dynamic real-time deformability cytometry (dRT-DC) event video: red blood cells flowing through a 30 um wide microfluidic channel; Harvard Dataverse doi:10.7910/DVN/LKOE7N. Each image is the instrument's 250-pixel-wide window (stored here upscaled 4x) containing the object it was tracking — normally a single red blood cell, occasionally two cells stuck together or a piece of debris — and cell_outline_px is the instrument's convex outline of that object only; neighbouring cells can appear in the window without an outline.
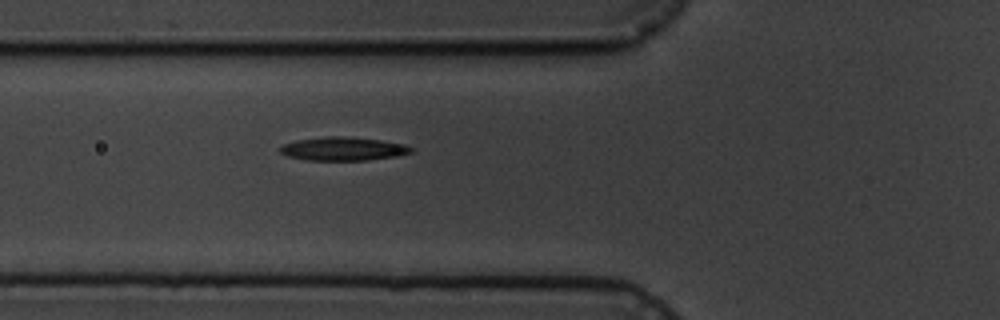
{"species": "common noctule bat (a hibernating species)", "species_latin": "Nyctalus noctula", "temperature_condition": "cold", "stored_images_in_passage": 6, "camera_frame_rate_fps": 3000, "um_per_image_px": 0.085, "animal": {"sex": "male", "body_mass_g": 19.5, "forearm_length_mm": 54.6}, "frame": {"image": 1, "passage_image": 6, "time_ms": 6.333, "image_size_px": [1000, 320], "cell_outline_px": [[416, 148], [412, 152], [400, 156], [364, 160], [304, 160], [288, 156], [280, 152], [280, 148], [284, 144], [296, 140], [324, 136], [344, 136], [380, 140], [404, 144]], "centroid_in_image_um": [29.2, 12.65], "position_along_channel_um": 96.6, "area_um2": 18.03}}